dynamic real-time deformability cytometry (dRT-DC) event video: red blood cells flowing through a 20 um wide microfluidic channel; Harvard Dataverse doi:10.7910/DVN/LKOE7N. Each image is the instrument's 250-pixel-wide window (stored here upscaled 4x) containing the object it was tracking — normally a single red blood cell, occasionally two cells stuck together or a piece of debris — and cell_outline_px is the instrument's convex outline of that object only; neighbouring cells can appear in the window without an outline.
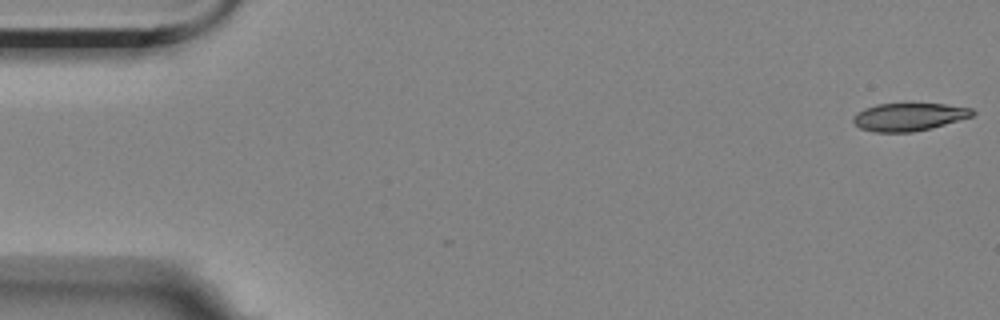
{"species": "Egyptian fruit bat (a non-hibernating species)", "species_latin": "Rousettus aegyptiacus", "temperature_condition": "room temperature", "stored_images_in_passage": 11, "camera_frame_rate_fps": 3000, "um_per_image_px": 0.085, "animal": {"sex": "female"}, "frame": {"image": 1, "passage_image": 1, "time_ms": 0.0, "image_size_px": [1000, 320], "cell_outline_px": [[976, 112], [972, 116], [944, 124], [912, 132], [876, 132], [860, 128], [852, 120], [856, 112], [864, 108], [876, 104], [944, 104], [972, 108]], "centroid_in_image_um": [77.23, 9.92], "position_along_channel_um": 7.8, "area_um2": 19.07}}
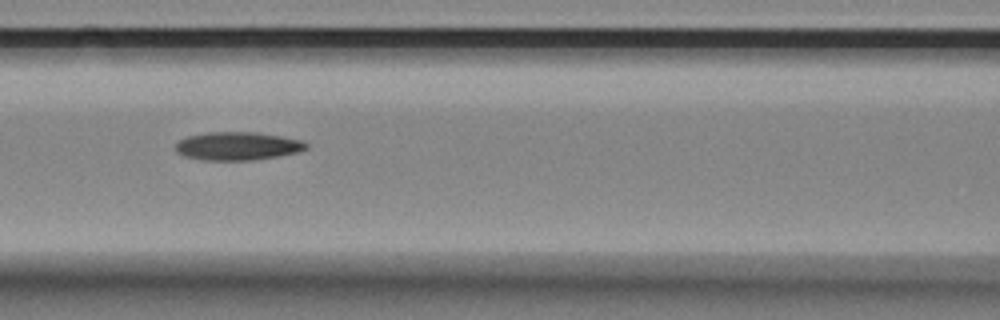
{"frame": {"image": 2, "passage_image": 7, "time_ms": 7.667, "image_size_px": [1000, 320], "cell_outline_px": [[308, 148], [300, 152], [252, 160], [204, 160], [184, 156], [176, 152], [176, 144], [180, 140], [188, 136], [208, 132], [256, 132], [284, 136], [304, 140], [308, 144]], "centroid_in_image_um": [20.24, 12.41], "position_along_channel_um": 146.4, "area_um2": 21.62}}
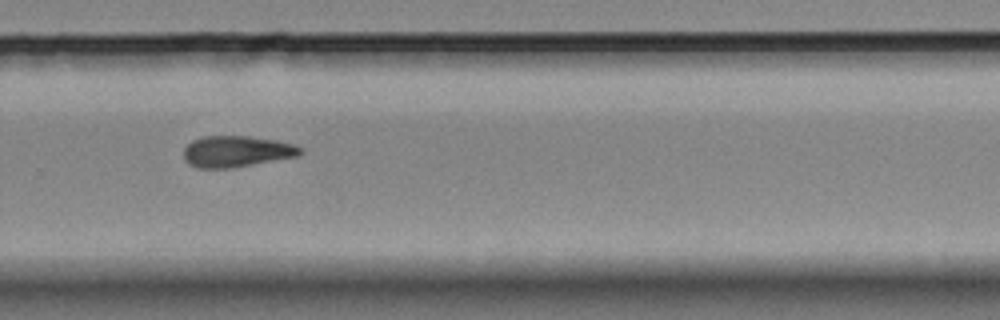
{"frame": {"image": 3, "passage_image": 11, "time_ms": 12.333, "image_size_px": [1000, 320], "cell_outline_px": [[304, 152], [300, 156], [232, 168], [196, 168], [188, 164], [184, 160], [184, 148], [192, 140], [204, 136], [248, 136], [276, 140], [292, 144], [300, 148]], "centroid_in_image_um": [20.1, 12.88], "position_along_channel_um": 309.7, "area_um2": 21.39}}